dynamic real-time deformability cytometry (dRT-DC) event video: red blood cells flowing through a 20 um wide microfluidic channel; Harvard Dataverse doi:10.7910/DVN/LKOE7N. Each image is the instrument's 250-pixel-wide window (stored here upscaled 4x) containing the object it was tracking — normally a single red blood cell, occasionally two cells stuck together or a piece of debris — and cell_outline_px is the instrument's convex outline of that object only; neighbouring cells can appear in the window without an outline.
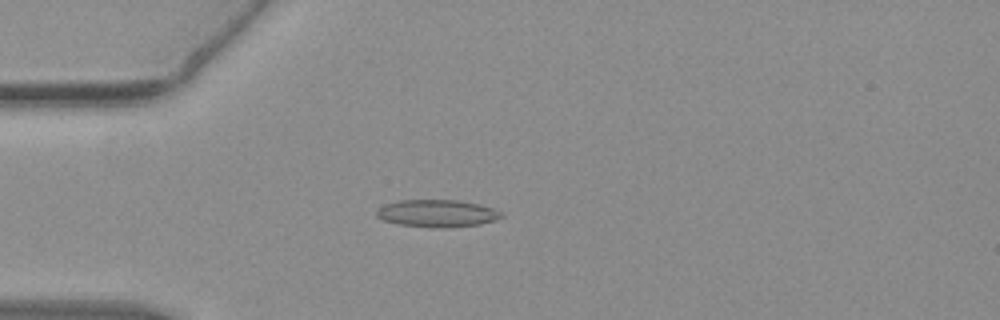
{"species": "common noctule bat (a hibernating species)", "species_latin": "Nyctalus noctula", "temperature_condition": "warm", "stored_images_in_passage": 47, "camera_frame_rate_fps": 3000, "um_per_image_px": 0.085, "animal": {"sex": "female", "body_mass_g": 19.3, "forearm_length_mm": 54.1}, "frame": {"image": 1, "passage_image": 8, "time_ms": 2.333, "image_size_px": [1000, 320], "cell_outline_px": [[504, 216], [496, 220], [480, 224], [448, 228], [432, 228], [396, 224], [380, 220], [376, 216], [376, 212], [384, 204], [400, 200], [456, 200], [476, 204], [492, 208], [500, 212]], "centroid_in_image_um": [37.11, 18.15], "position_along_channel_um": 47.9, "area_um2": 20.0}}
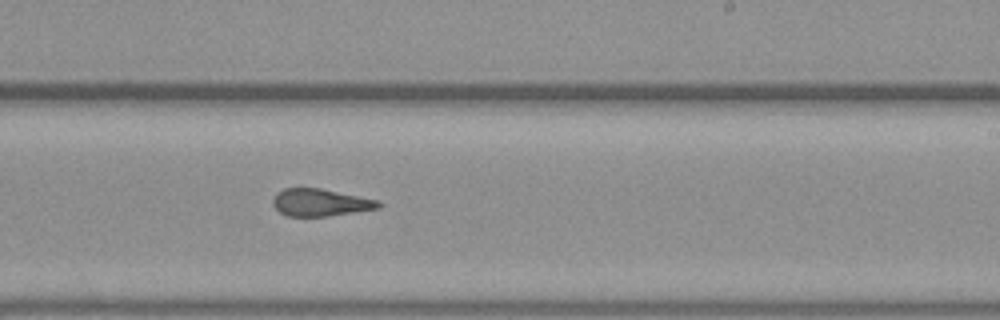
{"frame": {"image": 2, "passage_image": 26, "time_ms": 8.333, "image_size_px": [1000, 320], "cell_outline_px": [[380, 208], [328, 216], [288, 216], [280, 212], [272, 204], [272, 200], [276, 192], [284, 188], [320, 188], [380, 200]], "centroid_in_image_um": [27.22, 17.2], "position_along_channel_um": 261.8, "area_um2": 16.82}}
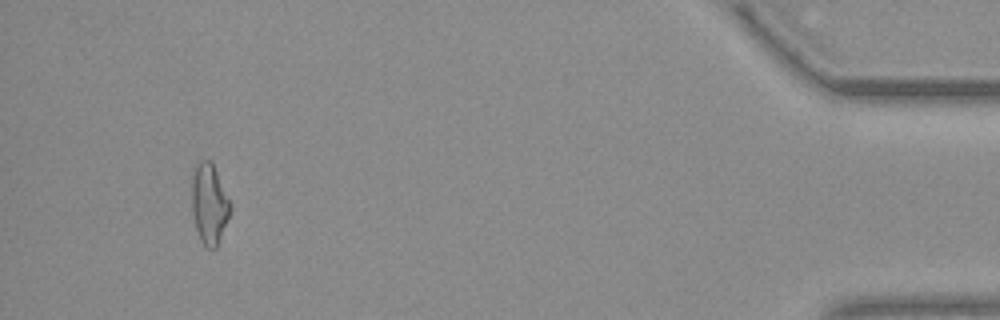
{"frame": {"image": 3, "passage_image": 44, "time_ms": 14.333, "image_size_px": [1000, 320], "cell_outline_px": [[232, 208], [216, 248], [208, 248], [200, 240], [196, 228], [192, 212], [192, 176], [196, 164], [200, 160], [212, 160], [232, 204]], "centroid_in_image_um": [17.8, 17.28], "position_along_channel_um": 417.4, "area_um2": 18.15}, "authors_computed_cell_mechanics": {"area_um2": 17.7446, "velocity_mm_per_s": 3.8217, "shape_relaxation_time_tau1_ms": null, "shape_relaxation_time_tau2_ms": 1.4162, "deformation_change_tau1": null, "deformation_change_tau2": 0.08}}